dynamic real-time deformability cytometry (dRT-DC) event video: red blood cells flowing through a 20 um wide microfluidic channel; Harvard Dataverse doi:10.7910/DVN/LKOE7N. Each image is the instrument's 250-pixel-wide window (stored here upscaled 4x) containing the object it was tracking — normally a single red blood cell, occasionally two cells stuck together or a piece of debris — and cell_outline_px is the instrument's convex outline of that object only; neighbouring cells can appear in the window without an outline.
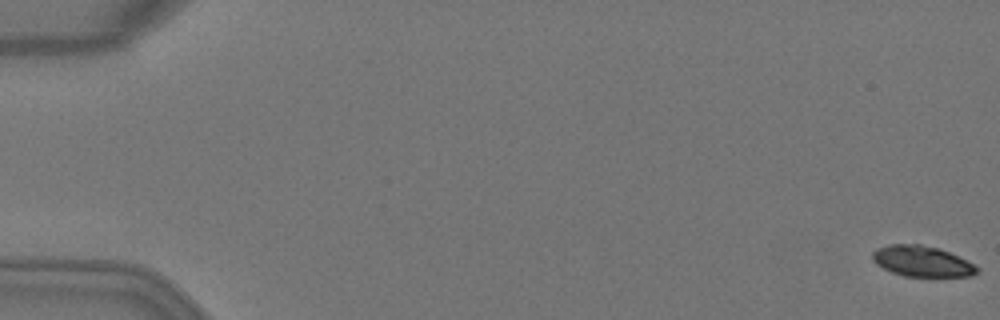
{"species": "Egyptian fruit bat (a non-hibernating species)", "species_latin": "Rousettus aegyptiacus", "temperature_condition": "warm", "stored_images_in_passage": 6, "camera_frame_rate_fps": 3000, "um_per_image_px": 0.085, "animal": {"sex": "female"}, "frame": {"image": 1, "passage_image": 1, "time_ms": 0.0, "image_size_px": [1000, 320], "cell_outline_px": [[980, 272], [972, 276], [904, 276], [892, 272], [876, 264], [872, 260], [872, 252], [876, 248], [888, 244], [920, 244], [940, 248], [980, 268]], "centroid_in_image_um": [78.34, 22.2], "position_along_channel_um": 6.7, "area_um2": 18.67}}
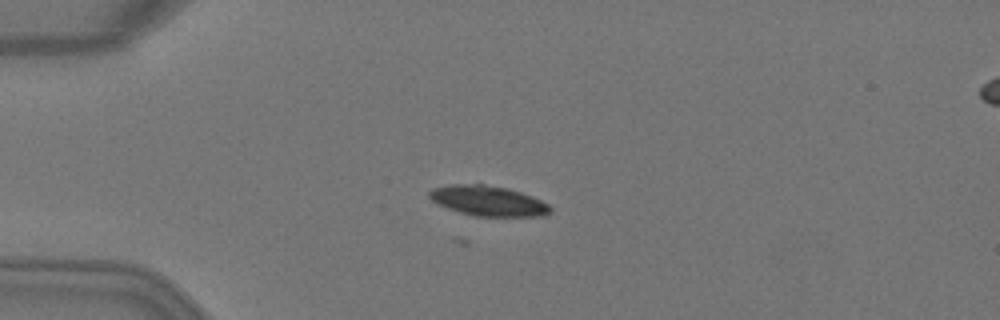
{"frame": {"image": 2, "passage_image": 4, "time_ms": 1.0, "image_size_px": [1000, 320], "cell_outline_px": [[552, 212], [544, 216], [476, 216], [460, 212], [436, 204], [428, 196], [428, 192], [432, 188], [452, 184], [484, 184], [508, 188], [532, 196], [548, 204], [552, 208]], "centroid_in_image_um": [41.49, 17.07], "position_along_channel_um": 43.5, "area_um2": 21.33}}